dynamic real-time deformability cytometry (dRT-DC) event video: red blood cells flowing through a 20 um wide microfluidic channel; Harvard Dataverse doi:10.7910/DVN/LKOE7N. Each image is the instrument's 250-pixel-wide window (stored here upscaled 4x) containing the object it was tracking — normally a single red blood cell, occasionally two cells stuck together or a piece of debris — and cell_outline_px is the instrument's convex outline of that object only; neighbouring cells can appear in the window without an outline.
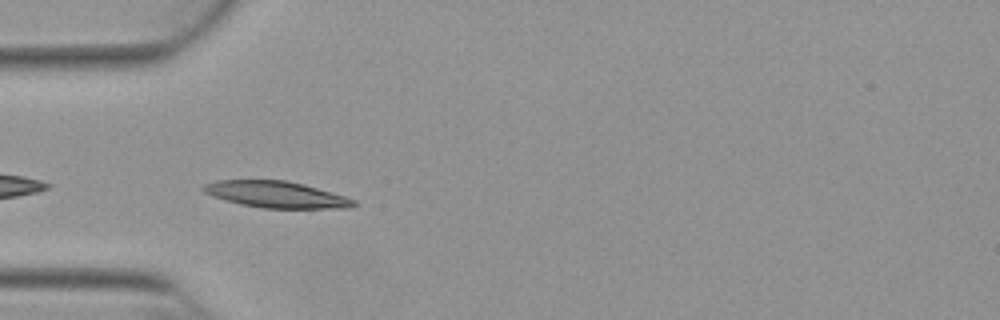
{"species": "Egyptian fruit bat (a non-hibernating species)", "species_latin": "Rousettus aegyptiacus", "temperature_condition": "warm", "stored_images_in_passage": 10, "camera_frame_rate_fps": 3000, "um_per_image_px": 0.085, "animal": {"sex": "female"}, "frame": {"image": 1, "passage_image": 2, "time_ms": 0.333, "image_size_px": [1000, 320], "cell_outline_px": [[356, 204], [352, 208], [264, 208], [240, 204], [224, 200], [212, 196], [204, 192], [200, 188], [204, 184], [216, 180], [284, 180], [304, 184], [344, 196], [356, 200]], "centroid_in_image_um": [23.45, 16.53], "position_along_channel_um": 61.6, "area_um2": 23.18}}
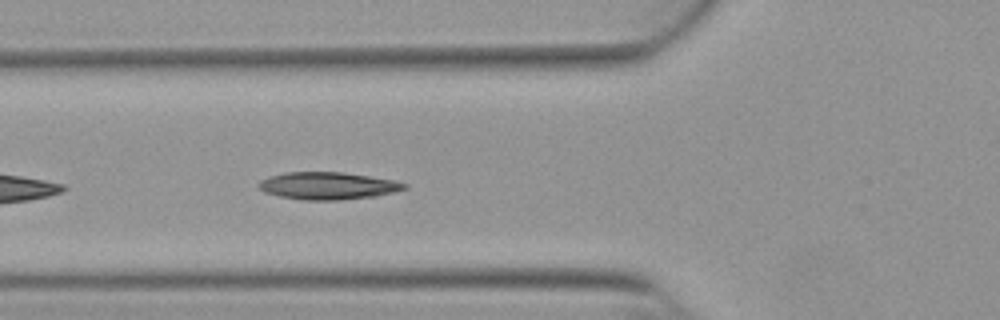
{"frame": {"image": 2, "passage_image": 5, "time_ms": 1.333, "image_size_px": [1000, 320], "cell_outline_px": [[408, 188], [376, 196], [340, 200], [304, 200], [280, 196], [264, 192], [256, 188], [256, 184], [260, 180], [272, 176], [288, 172], [344, 172], [392, 180], [408, 184]], "centroid_in_image_um": [27.84, 15.79], "position_along_channel_um": 98.0, "area_um2": 23.18}}